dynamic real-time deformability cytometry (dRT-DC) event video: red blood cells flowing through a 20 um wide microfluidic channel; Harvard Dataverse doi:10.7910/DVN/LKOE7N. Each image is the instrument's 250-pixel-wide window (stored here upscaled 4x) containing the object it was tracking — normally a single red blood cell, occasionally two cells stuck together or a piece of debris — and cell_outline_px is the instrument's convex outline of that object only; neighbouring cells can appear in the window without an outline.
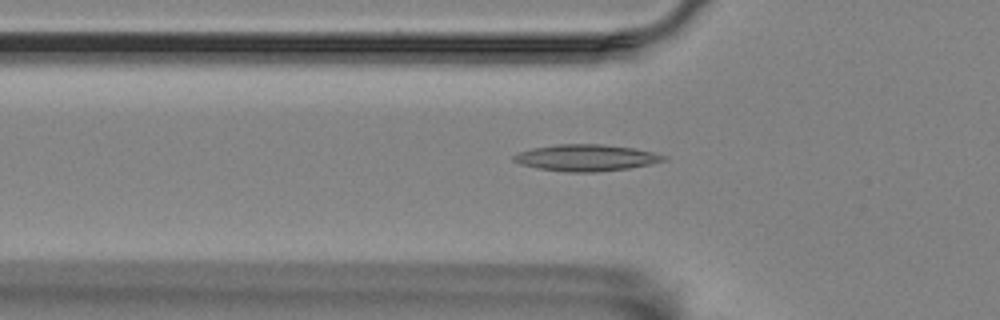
{"species": "Egyptian fruit bat (a non-hibernating species)", "species_latin": "Rousettus aegyptiacus", "temperature_condition": "room temperature", "stored_images_in_passage": 55, "camera_frame_rate_fps": 3000, "um_per_image_px": 0.085, "animal": {"sex": "female"}, "frame": {"image": 1, "passage_image": 18, "time_ms": 5.667, "image_size_px": [1000, 320], "cell_outline_px": [[668, 160], [628, 168], [596, 172], [564, 172], [536, 168], [520, 164], [512, 160], [512, 156], [520, 152], [532, 148], [556, 144], [600, 144], [632, 148], [652, 152], [668, 156]], "centroid_in_image_um": [49.79, 13.41], "position_along_channel_um": 76.0, "area_um2": 23.18}}
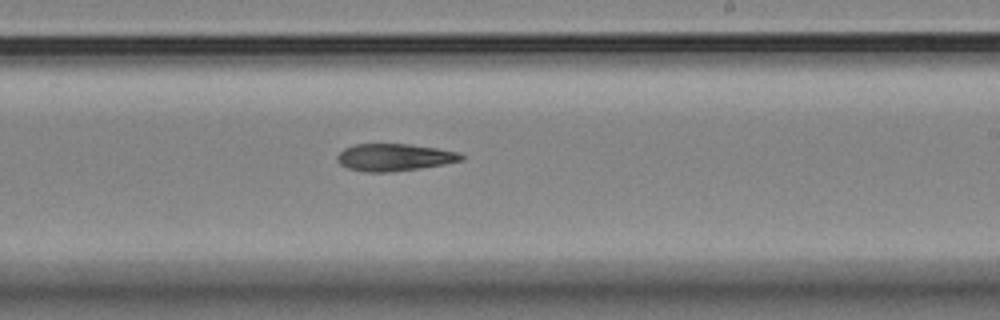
{"frame": {"image": 2, "passage_image": 33, "time_ms": 10.667, "image_size_px": [1000, 320], "cell_outline_px": [[464, 160], [444, 164], [388, 172], [368, 172], [348, 168], [340, 164], [336, 160], [336, 156], [344, 148], [356, 144], [412, 144], [460, 152], [464, 156]], "centroid_in_image_um": [33.52, 13.36], "position_along_channel_um": 255.5, "area_um2": 19.59}}
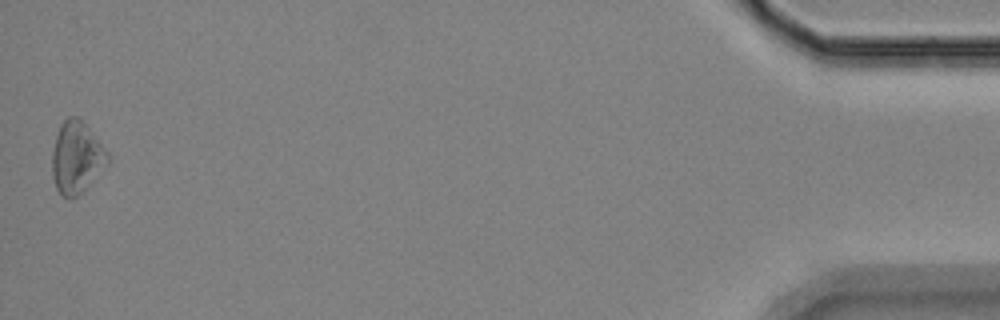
{"frame": {"image": 3, "passage_image": 55, "time_ms": 18.0, "image_size_px": [1000, 320], "cell_outline_px": [[108, 160], [88, 184], [76, 196], [68, 200], [60, 196], [56, 188], [52, 176], [52, 152], [56, 136], [60, 124], [68, 116], [76, 116], [84, 124], [108, 152]], "centroid_in_image_um": [6.44, 13.39], "position_along_channel_um": 428.8, "area_um2": 22.6}}